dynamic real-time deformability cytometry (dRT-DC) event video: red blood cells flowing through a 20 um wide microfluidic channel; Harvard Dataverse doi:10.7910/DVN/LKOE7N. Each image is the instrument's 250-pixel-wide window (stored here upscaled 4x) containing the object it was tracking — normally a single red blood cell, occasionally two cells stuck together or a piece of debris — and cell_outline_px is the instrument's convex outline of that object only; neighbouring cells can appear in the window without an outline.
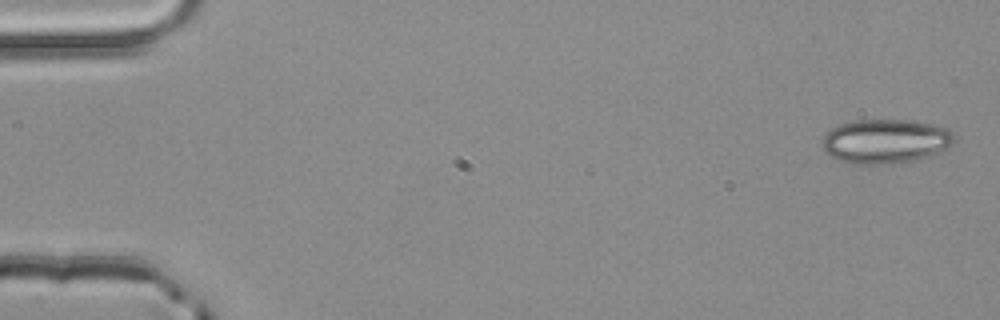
{"species": "common noctule bat (a hibernating species)", "species_latin": "Nyctalus noctula", "temperature_condition": "room temperature", "stored_images_in_passage": 4, "camera_frame_rate_fps": 3000, "um_per_image_px": 0.085, "animal": {"sex": "male", "body_mass_g": 20.4}, "frame": {"image": 1, "passage_image": 1, "time_ms": 0.0, "image_size_px": [1000, 320], "cell_outline_px": [[956, 140], [952, 144], [936, 152], [916, 160], [892, 164], [852, 164], [840, 160], [832, 156], [820, 144], [824, 136], [832, 128], [840, 124], [856, 120], [912, 120], [936, 124], [948, 128], [956, 136]], "centroid_in_image_um": [75.29, 11.99], "position_along_channel_um": 9.7, "area_um2": 34.1}}